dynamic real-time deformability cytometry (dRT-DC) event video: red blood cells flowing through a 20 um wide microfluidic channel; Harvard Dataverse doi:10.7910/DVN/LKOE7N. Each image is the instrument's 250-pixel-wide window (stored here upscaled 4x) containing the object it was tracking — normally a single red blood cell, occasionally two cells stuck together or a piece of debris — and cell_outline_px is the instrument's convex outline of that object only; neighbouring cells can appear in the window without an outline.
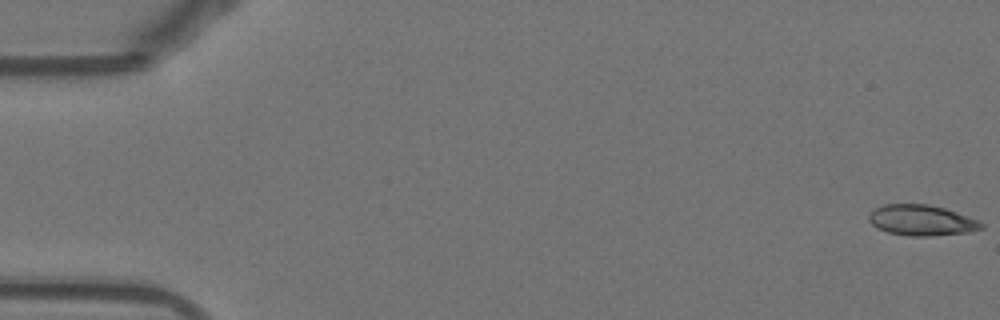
{"species": "Egyptian fruit bat (a non-hibernating species)", "species_latin": "Rousettus aegyptiacus", "temperature_condition": "warm", "stored_images_in_passage": 53, "camera_frame_rate_fps": 3000, "um_per_image_px": 0.085, "animal": {"sex": "female"}, "frame": {"image": 1, "passage_image": 1, "time_ms": 0.0, "image_size_px": [1000, 320], "cell_outline_px": [[984, 228], [968, 232], [932, 236], [912, 236], [888, 232], [876, 228], [868, 220], [868, 216], [876, 208], [884, 204], [928, 204], [944, 208], [980, 220], [984, 224]], "centroid_in_image_um": [78.36, 18.73], "position_along_channel_um": 6.6, "area_um2": 20.11}}
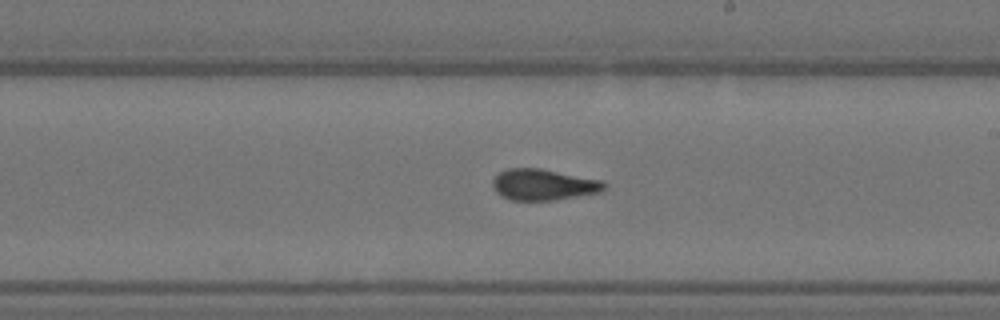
{"frame": {"image": 2, "passage_image": 31, "time_ms": 10.0, "image_size_px": [1000, 320], "cell_outline_px": [[608, 188], [600, 192], [552, 200], [512, 200], [496, 192], [492, 188], [492, 180], [500, 172], [508, 168], [540, 168], [604, 180], [608, 184]], "centroid_in_image_um": [46.24, 15.68], "position_along_channel_um": 242.8, "area_um2": 20.35}}
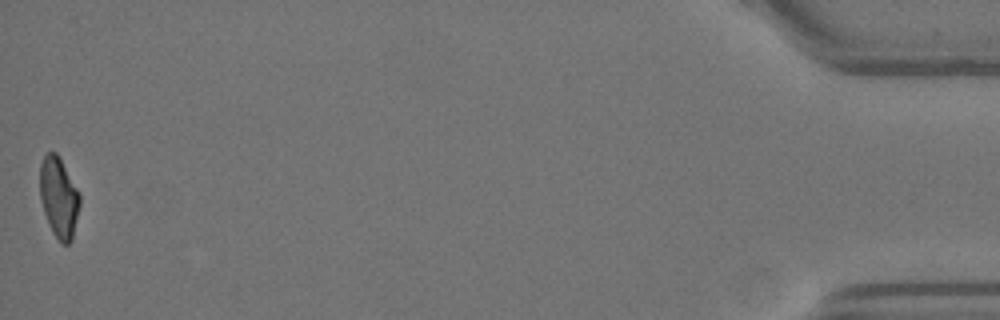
{"frame": {"image": 3, "passage_image": 53, "time_ms": 17.333, "image_size_px": [1000, 320], "cell_outline_px": [[80, 204], [72, 240], [68, 244], [60, 244], [52, 232], [48, 224], [40, 200], [40, 164], [44, 156], [48, 152], [56, 152], [80, 192]], "centroid_in_image_um": [5.0, 16.81], "position_along_channel_um": 430.2, "area_um2": 18.84}, "authors_computed_cell_mechanics": {"area_um2": 20.3456, "velocity_mm_per_s": 3.8748, "shape_relaxation_time_tau1_ms": 10.6983, "shape_relaxation_time_tau2_ms": 1.3144, "deformation_change_tau1": 0.2526, "deformation_change_tau2": 0.0827}}